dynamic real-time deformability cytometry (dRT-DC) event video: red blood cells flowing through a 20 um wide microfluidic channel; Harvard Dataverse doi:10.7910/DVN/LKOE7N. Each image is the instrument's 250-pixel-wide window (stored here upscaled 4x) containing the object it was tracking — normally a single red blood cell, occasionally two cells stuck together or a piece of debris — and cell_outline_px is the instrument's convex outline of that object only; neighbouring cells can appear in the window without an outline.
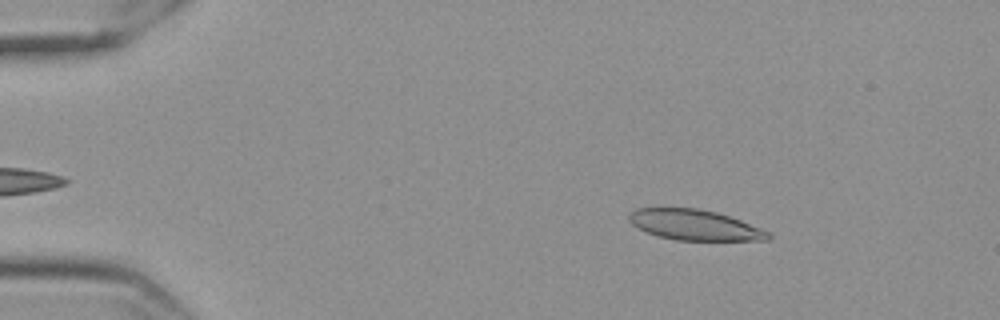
{"species": "Egyptian fruit bat (a non-hibernating species)", "species_latin": "Rousettus aegyptiacus", "temperature_condition": "cold", "stored_images_in_passage": 57, "camera_frame_rate_fps": 3000, "um_per_image_px": 0.085, "frame": {"image": 1, "passage_image": 8, "time_ms": 2.333, "image_size_px": [1000, 320], "cell_outline_px": [[772, 236], [768, 240], [676, 240], [660, 236], [648, 232], [632, 224], [628, 220], [628, 216], [636, 208], [696, 208], [716, 212], [740, 220], [760, 228], [768, 232]], "centroid_in_image_um": [59.04, 19.12], "position_along_channel_um": 26.0, "area_um2": 24.33}}
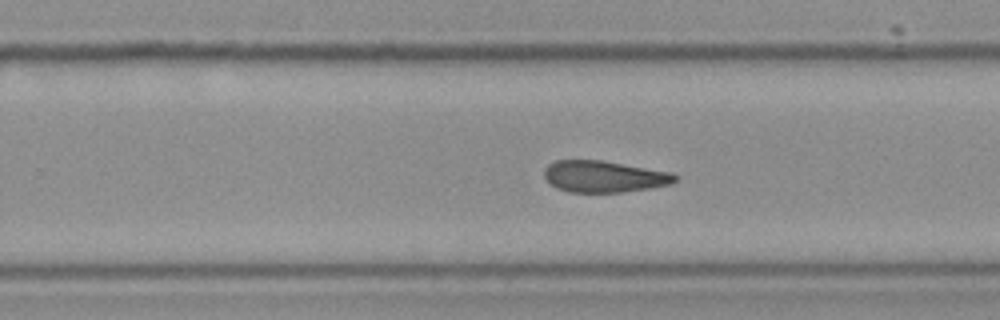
{"frame": {"image": 2, "passage_image": 36, "time_ms": 11.667, "image_size_px": [1000, 320], "cell_outline_px": [[676, 180], [672, 184], [648, 188], [620, 192], [568, 192], [556, 188], [544, 176], [544, 168], [548, 164], [556, 160], [600, 160], [672, 172], [676, 176]], "centroid_in_image_um": [51.32, 15.0], "position_along_channel_um": 278.5, "area_um2": 23.93}}
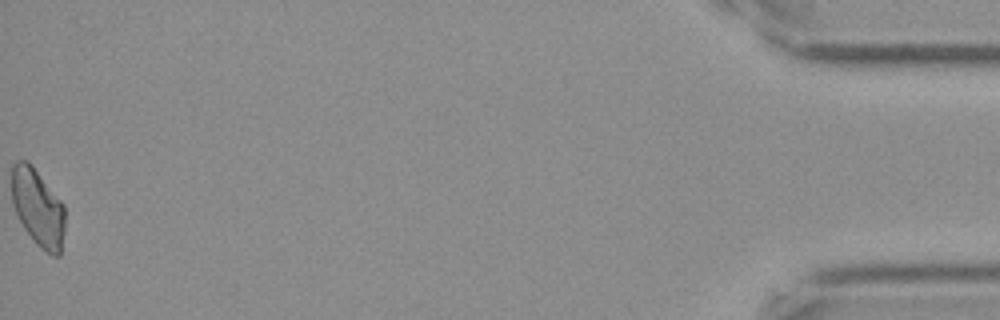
{"frame": {"image": 3, "passage_image": 57, "time_ms": 18.667, "image_size_px": [1000, 320], "cell_outline_px": [[64, 232], [60, 256], [52, 256], [40, 248], [36, 244], [24, 228], [12, 204], [12, 164], [16, 160], [28, 160], [32, 164], [64, 204]], "centroid_in_image_um": [3.22, 17.64], "position_along_channel_um": 432.0, "area_um2": 24.22}}